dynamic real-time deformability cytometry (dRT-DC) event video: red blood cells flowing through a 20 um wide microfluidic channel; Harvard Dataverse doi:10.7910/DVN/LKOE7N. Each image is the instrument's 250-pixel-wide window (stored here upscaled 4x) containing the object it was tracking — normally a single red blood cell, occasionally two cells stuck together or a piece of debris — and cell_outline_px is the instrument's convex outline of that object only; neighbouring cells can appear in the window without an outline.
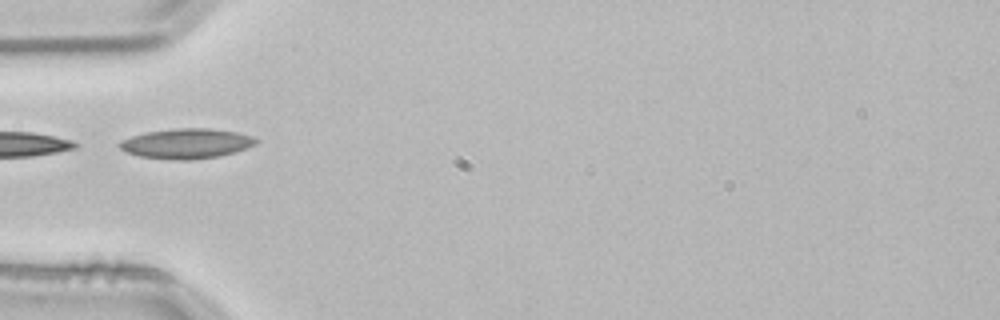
{"species": "common noctule bat (a hibernating species)", "species_latin": "Nyctalus noctula", "temperature_condition": "room temperature", "stored_images_in_passage": 3, "camera_frame_rate_fps": 3000, "um_per_image_px": 0.085, "animal": {"sex": "male", "body_mass_g": 21.5, "forearm_length_mm": 52.0}, "frame": {"image": 1, "passage_image": 3, "time_ms": 0.667, "image_size_px": [1000, 320], "cell_outline_px": [[260, 140], [256, 144], [248, 148], [220, 156], [192, 160], [172, 160], [140, 156], [124, 152], [116, 144], [120, 140], [144, 132], [172, 128], [208, 128], [236, 132], [256, 136]], "centroid_in_image_um": [15.85, 12.2], "position_along_channel_um": 69.1, "area_um2": 24.33}}